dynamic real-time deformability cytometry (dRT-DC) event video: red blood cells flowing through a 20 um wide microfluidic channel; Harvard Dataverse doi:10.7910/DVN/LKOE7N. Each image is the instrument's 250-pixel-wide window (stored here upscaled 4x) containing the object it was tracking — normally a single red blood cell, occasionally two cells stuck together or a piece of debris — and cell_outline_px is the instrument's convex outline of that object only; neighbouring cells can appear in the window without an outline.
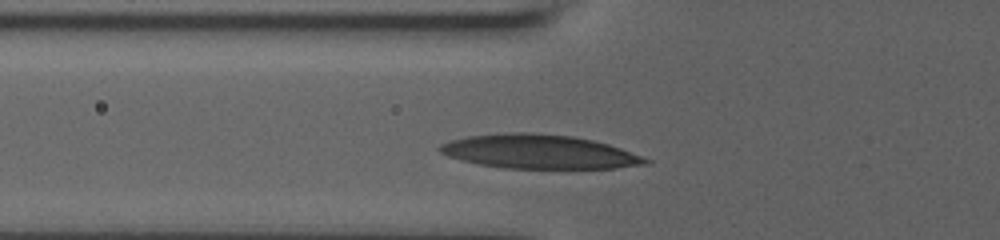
{"species": "human", "species_latin": "Homo sapiens", "temperature_condition": "room temperature", "stored_images_in_passage": 20, "camera_frame_rate_fps": 3000, "um_per_image_px": 0.085, "donor": {"sex": "male"}, "frame": {"image": 1, "passage_image": 2, "time_ms": 1.0, "image_size_px": [1000, 240], "cell_outline_px": [[652, 160], [648, 164], [616, 168], [500, 168], [480, 164], [448, 156], [440, 152], [436, 148], [440, 144], [448, 140], [468, 136], [504, 132], [524, 132], [572, 136], [592, 140], [608, 144], [620, 148]], "centroid_in_image_um": [45.79, 12.89], "position_along_channel_um": 80.0, "area_um2": 40.69}}
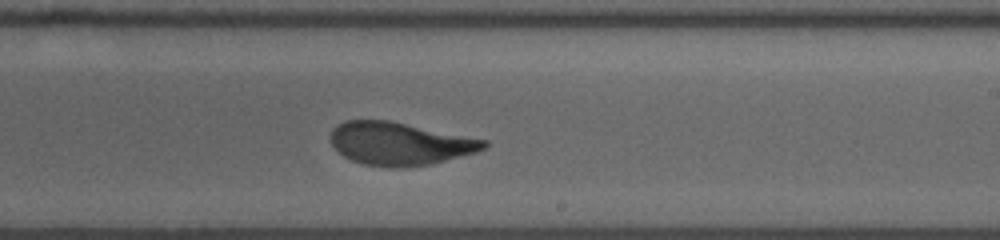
{"frame": {"image": 2, "passage_image": 12, "time_ms": 5.667, "image_size_px": [1000, 240], "cell_outline_px": [[488, 144], [484, 148], [476, 152], [432, 164], [404, 168], [388, 168], [364, 164], [352, 160], [344, 156], [332, 144], [332, 128], [344, 120], [388, 120], [488, 140]], "centroid_in_image_um": [33.99, 12.21], "position_along_channel_um": 255.0, "area_um2": 38.26}}
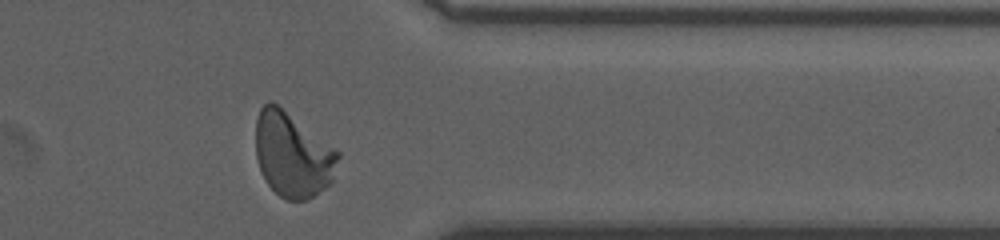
{"frame": {"image": 3, "passage_image": 20, "time_ms": 9.333, "image_size_px": [1000, 240], "cell_outline_px": [[340, 156], [332, 180], [324, 188], [308, 200], [288, 200], [280, 196], [268, 184], [260, 172], [256, 156], [256, 120], [260, 108], [268, 100], [272, 100], [336, 148], [340, 152]], "centroid_in_image_um": [24.87, 13.13], "position_along_channel_um": 386.5, "area_um2": 40.75}, "authors_computed_cell_mechanics": {"area_um2": 38.8416, "velocity_mm_per_s": 3.7523, "shape_relaxation_time_tau1_ms": 4.7097, "shape_relaxation_time_tau2_ms": 0.9677, "deformation_change_tau1": 0.2091, "deformation_change_tau2": 0.0703}}